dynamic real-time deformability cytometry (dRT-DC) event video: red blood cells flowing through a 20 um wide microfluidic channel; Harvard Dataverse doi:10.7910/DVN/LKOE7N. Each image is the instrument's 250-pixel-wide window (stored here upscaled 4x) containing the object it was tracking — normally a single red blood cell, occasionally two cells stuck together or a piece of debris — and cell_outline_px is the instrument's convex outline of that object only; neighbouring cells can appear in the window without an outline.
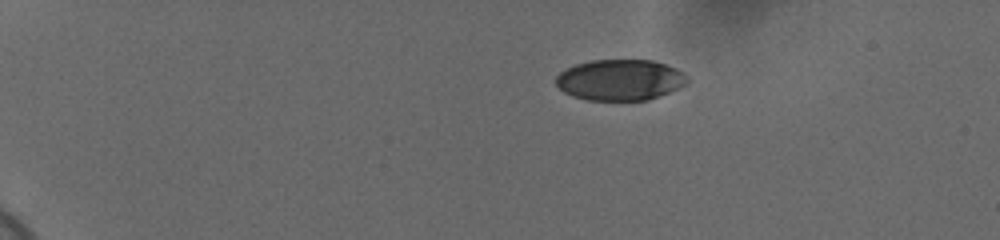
{"species": "human", "species_latin": "Homo sapiens", "temperature_condition": "cold", "stored_images_in_passage": 47, "camera_frame_rate_fps": 3000, "um_per_image_px": 0.085, "donor": {"sex": "female"}, "frame": {"image": 1, "passage_image": 1, "time_ms": 0.0, "image_size_px": [1000, 240], "cell_outline_px": [[688, 80], [684, 84], [668, 92], [648, 100], [588, 100], [572, 96], [564, 92], [556, 84], [556, 76], [560, 72], [576, 64], [592, 60], [652, 60], [676, 68], [688, 76]], "centroid_in_image_um": [52.68, 6.79], "position_along_channel_um": 32.3, "area_um2": 31.1}}
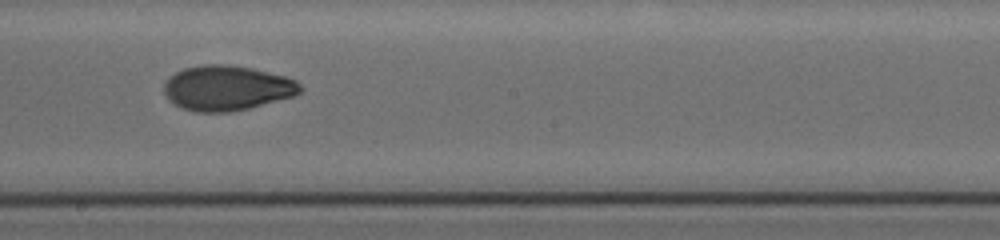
{"frame": {"image": 2, "passage_image": 25, "time_ms": 8.0, "image_size_px": [1000, 240], "cell_outline_px": [[304, 88], [300, 92], [292, 96], [248, 108], [228, 112], [196, 112], [180, 108], [168, 100], [164, 96], [164, 84], [168, 76], [184, 68], [204, 64], [228, 64], [252, 68], [284, 76], [296, 80]], "centroid_in_image_um": [19.24, 7.48], "position_along_channel_um": 229.0, "area_um2": 35.84}}
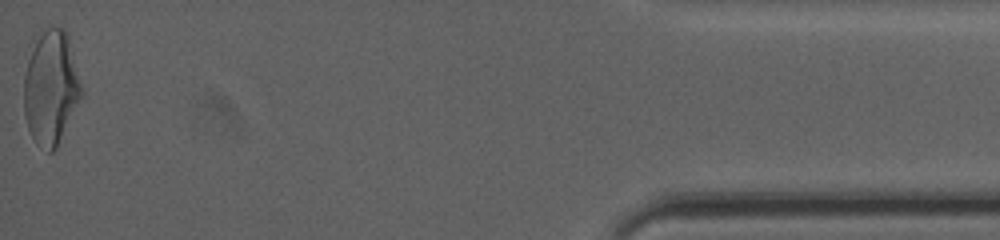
{"frame": {"image": 3, "passage_image": 47, "time_ms": 15.333, "image_size_px": [1000, 240], "cell_outline_px": [[84, 96], [56, 148], [52, 152], [48, 152], [36, 144], [28, 128], [24, 112], [24, 76], [28, 44], [36, 32], [48, 28], [64, 28], [68, 32], [84, 88]], "centroid_in_image_um": [4.34, 7.36], "position_along_channel_um": 430.9, "area_um2": 40.0}, "authors_computed_cell_mechanics": {"area_um2": 35.2002, "velocity_mm_per_s": 3.7081, "shape_relaxation_time_tau1_ms": 6.594, "shape_relaxation_time_tau2_ms": 2.2438, "deformation_change_tau1": 0.1895, "deformation_change_tau2": 0.0661}}